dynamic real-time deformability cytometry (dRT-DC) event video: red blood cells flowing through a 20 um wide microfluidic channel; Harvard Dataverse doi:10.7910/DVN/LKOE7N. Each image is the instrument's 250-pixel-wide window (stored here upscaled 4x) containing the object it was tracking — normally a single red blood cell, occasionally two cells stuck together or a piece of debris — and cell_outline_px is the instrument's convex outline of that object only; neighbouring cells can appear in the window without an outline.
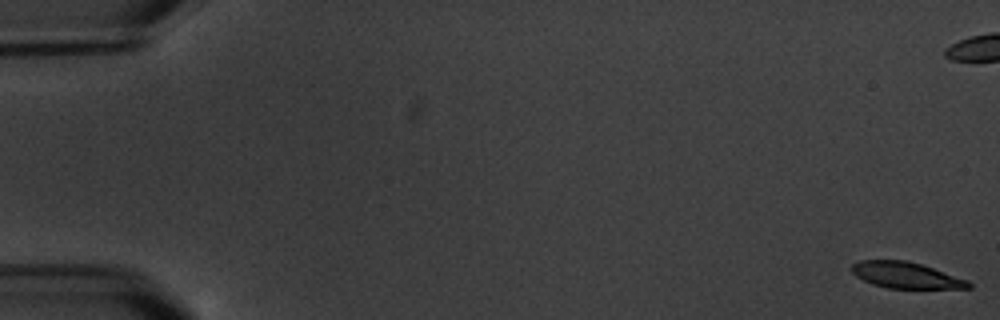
{"species": "common noctule bat (a hibernating species)", "species_latin": "Nyctalus noctula", "temperature_condition": "warm", "stored_images_in_passage": 7, "camera_frame_rate_fps": 3000, "um_per_image_px": 0.085, "animal": {"sex": "male", "body_mass_g": 20.1, "forearm_length_mm": 53.5}, "frame": {"image": 1, "passage_image": 1, "time_ms": 0.0, "image_size_px": [1000, 320], "cell_outline_px": [[972, 288], [888, 288], [872, 284], [856, 276], [852, 272], [852, 264], [860, 260], [908, 260], [968, 280], [972, 284]], "centroid_in_image_um": [76.99, 23.39], "position_along_channel_um": 8.0, "area_um2": 17.63}}
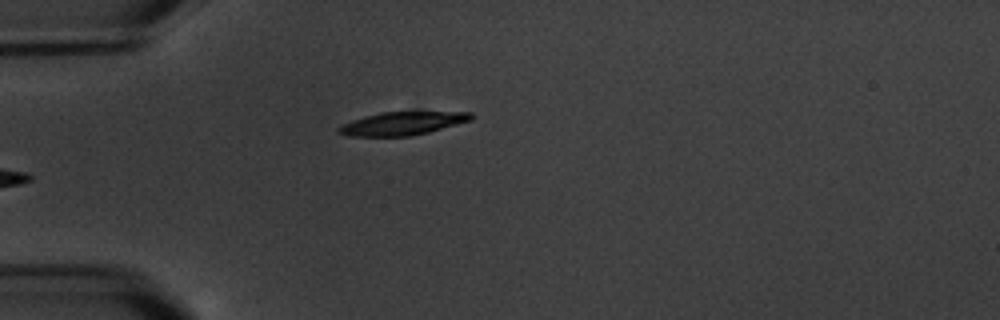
{"frame": {"image": 2, "passage_image": 7, "time_ms": 7.0, "image_size_px": [1000, 320], "cell_outline_px": [[472, 120], [428, 132], [412, 136], [348, 136], [336, 132], [336, 128], [352, 120], [364, 116], [380, 112], [472, 112]], "centroid_in_image_um": [34.17, 10.49], "position_along_channel_um": 50.8, "area_um2": 17.86}}